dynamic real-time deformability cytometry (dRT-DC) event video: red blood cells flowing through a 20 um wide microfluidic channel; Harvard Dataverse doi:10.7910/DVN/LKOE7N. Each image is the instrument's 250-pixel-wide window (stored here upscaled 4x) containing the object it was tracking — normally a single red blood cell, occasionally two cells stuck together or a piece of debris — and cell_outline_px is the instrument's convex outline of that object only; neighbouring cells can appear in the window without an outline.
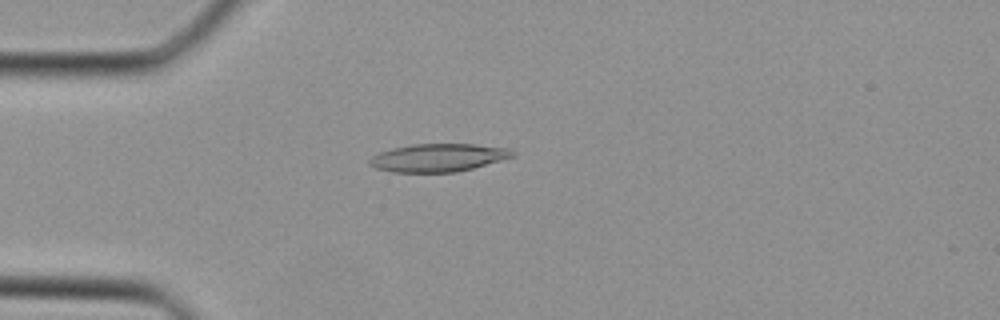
{"species": "Egyptian fruit bat (a non-hibernating species)", "species_latin": "Rousettus aegyptiacus", "temperature_condition": "cold", "stored_images_in_passage": 38, "camera_frame_rate_fps": 3000, "um_per_image_px": 0.085, "animal": {"sex": "female"}, "frame": {"image": 1, "passage_image": 10, "time_ms": 3.0, "image_size_px": [1000, 320], "cell_outline_px": [[516, 156], [472, 168], [456, 172], [392, 172], [376, 168], [368, 164], [368, 160], [372, 156], [380, 152], [392, 148], [412, 144], [476, 144], [508, 148], [516, 152]], "centroid_in_image_um": [37.25, 13.4], "position_along_channel_um": 47.7, "area_um2": 23.35}}
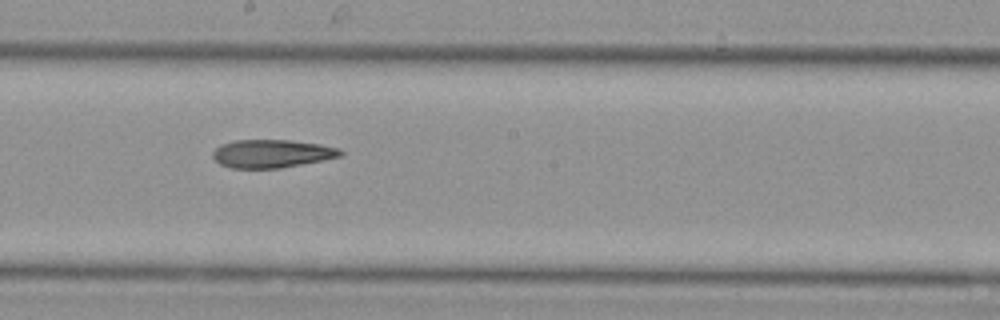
{"frame": {"image": 2, "passage_image": 21, "time_ms": 6.667, "image_size_px": [1000, 320], "cell_outline_px": [[344, 152], [340, 156], [280, 168], [232, 168], [220, 164], [212, 156], [212, 152], [220, 144], [236, 140], [288, 140], [320, 144], [340, 148]], "centroid_in_image_um": [23.08, 13.05], "position_along_channel_um": 225.1, "area_um2": 20.75}}
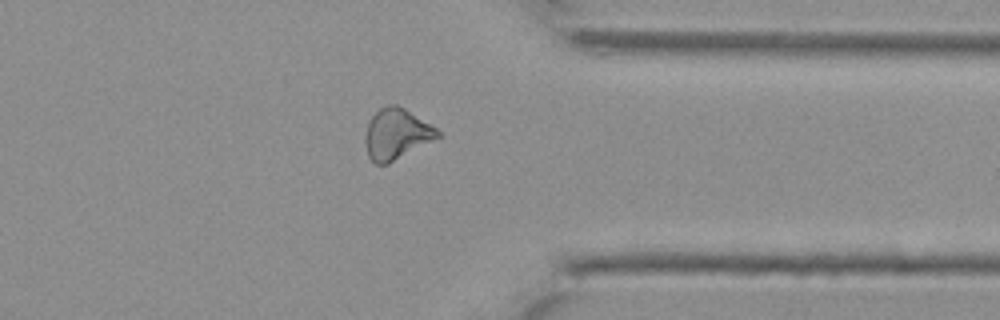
{"frame": {"image": 3, "passage_image": 30, "time_ms": 9.667, "image_size_px": [1000, 320], "cell_outline_px": [[440, 136], [388, 164], [376, 164], [368, 156], [364, 140], [364, 136], [368, 120], [380, 108], [388, 104], [396, 104], [404, 108], [436, 128], [440, 132]], "centroid_in_image_um": [33.65, 11.38], "position_along_channel_um": 377.7, "area_um2": 21.21}}